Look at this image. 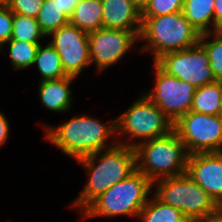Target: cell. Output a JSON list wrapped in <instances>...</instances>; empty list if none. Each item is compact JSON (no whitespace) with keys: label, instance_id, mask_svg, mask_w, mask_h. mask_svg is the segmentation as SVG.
Returning <instances> with one entry per match:
<instances>
[{"label":"cell","instance_id":"24","mask_svg":"<svg viewBox=\"0 0 222 222\" xmlns=\"http://www.w3.org/2000/svg\"><path fill=\"white\" fill-rule=\"evenodd\" d=\"M212 37V41L205 42ZM199 43L203 46L209 57V65L217 80L222 81V37L216 32L202 34Z\"/></svg>","mask_w":222,"mask_h":222},{"label":"cell","instance_id":"12","mask_svg":"<svg viewBox=\"0 0 222 222\" xmlns=\"http://www.w3.org/2000/svg\"><path fill=\"white\" fill-rule=\"evenodd\" d=\"M49 42L61 58L64 72L75 77L90 66L88 33L70 23L53 31Z\"/></svg>","mask_w":222,"mask_h":222},{"label":"cell","instance_id":"25","mask_svg":"<svg viewBox=\"0 0 222 222\" xmlns=\"http://www.w3.org/2000/svg\"><path fill=\"white\" fill-rule=\"evenodd\" d=\"M183 4L184 0H151L142 11V17H156L180 12L183 9Z\"/></svg>","mask_w":222,"mask_h":222},{"label":"cell","instance_id":"2","mask_svg":"<svg viewBox=\"0 0 222 222\" xmlns=\"http://www.w3.org/2000/svg\"><path fill=\"white\" fill-rule=\"evenodd\" d=\"M112 121L105 125L93 117L75 115L57 127L45 125V138L76 161L118 143L115 140L111 142V145L105 143L108 137L116 134V120Z\"/></svg>","mask_w":222,"mask_h":222},{"label":"cell","instance_id":"13","mask_svg":"<svg viewBox=\"0 0 222 222\" xmlns=\"http://www.w3.org/2000/svg\"><path fill=\"white\" fill-rule=\"evenodd\" d=\"M186 173L222 206V152L190 154Z\"/></svg>","mask_w":222,"mask_h":222},{"label":"cell","instance_id":"31","mask_svg":"<svg viewBox=\"0 0 222 222\" xmlns=\"http://www.w3.org/2000/svg\"><path fill=\"white\" fill-rule=\"evenodd\" d=\"M201 222H222V206Z\"/></svg>","mask_w":222,"mask_h":222},{"label":"cell","instance_id":"6","mask_svg":"<svg viewBox=\"0 0 222 222\" xmlns=\"http://www.w3.org/2000/svg\"><path fill=\"white\" fill-rule=\"evenodd\" d=\"M154 186L157 189L153 194L163 203L179 209L190 222H201L220 207L187 173L155 180Z\"/></svg>","mask_w":222,"mask_h":222},{"label":"cell","instance_id":"30","mask_svg":"<svg viewBox=\"0 0 222 222\" xmlns=\"http://www.w3.org/2000/svg\"><path fill=\"white\" fill-rule=\"evenodd\" d=\"M58 4L61 6L62 11L70 17L75 6L81 1V0H56Z\"/></svg>","mask_w":222,"mask_h":222},{"label":"cell","instance_id":"18","mask_svg":"<svg viewBox=\"0 0 222 222\" xmlns=\"http://www.w3.org/2000/svg\"><path fill=\"white\" fill-rule=\"evenodd\" d=\"M196 113L222 115V81L197 87L191 110Z\"/></svg>","mask_w":222,"mask_h":222},{"label":"cell","instance_id":"1","mask_svg":"<svg viewBox=\"0 0 222 222\" xmlns=\"http://www.w3.org/2000/svg\"><path fill=\"white\" fill-rule=\"evenodd\" d=\"M76 162L86 169L89 180L71 207H79L83 211L100 194L136 170V153L135 148L117 143Z\"/></svg>","mask_w":222,"mask_h":222},{"label":"cell","instance_id":"21","mask_svg":"<svg viewBox=\"0 0 222 222\" xmlns=\"http://www.w3.org/2000/svg\"><path fill=\"white\" fill-rule=\"evenodd\" d=\"M36 19L46 37L69 24V17L62 11L56 0H44Z\"/></svg>","mask_w":222,"mask_h":222},{"label":"cell","instance_id":"15","mask_svg":"<svg viewBox=\"0 0 222 222\" xmlns=\"http://www.w3.org/2000/svg\"><path fill=\"white\" fill-rule=\"evenodd\" d=\"M75 77L66 76L56 80L39 81V98L49 111L65 112L72 104L70 85Z\"/></svg>","mask_w":222,"mask_h":222},{"label":"cell","instance_id":"11","mask_svg":"<svg viewBox=\"0 0 222 222\" xmlns=\"http://www.w3.org/2000/svg\"><path fill=\"white\" fill-rule=\"evenodd\" d=\"M140 40L139 36L127 30L100 28L88 33L91 63L101 72L118 62Z\"/></svg>","mask_w":222,"mask_h":222},{"label":"cell","instance_id":"28","mask_svg":"<svg viewBox=\"0 0 222 222\" xmlns=\"http://www.w3.org/2000/svg\"><path fill=\"white\" fill-rule=\"evenodd\" d=\"M9 121L6 116L0 112V146L3 145L8 139L9 135Z\"/></svg>","mask_w":222,"mask_h":222},{"label":"cell","instance_id":"19","mask_svg":"<svg viewBox=\"0 0 222 222\" xmlns=\"http://www.w3.org/2000/svg\"><path fill=\"white\" fill-rule=\"evenodd\" d=\"M152 196L139 213L142 222H190L179 209L163 203L154 194Z\"/></svg>","mask_w":222,"mask_h":222},{"label":"cell","instance_id":"26","mask_svg":"<svg viewBox=\"0 0 222 222\" xmlns=\"http://www.w3.org/2000/svg\"><path fill=\"white\" fill-rule=\"evenodd\" d=\"M44 0H10L7 7L20 15L37 18Z\"/></svg>","mask_w":222,"mask_h":222},{"label":"cell","instance_id":"34","mask_svg":"<svg viewBox=\"0 0 222 222\" xmlns=\"http://www.w3.org/2000/svg\"><path fill=\"white\" fill-rule=\"evenodd\" d=\"M216 33L222 37V26L216 31Z\"/></svg>","mask_w":222,"mask_h":222},{"label":"cell","instance_id":"4","mask_svg":"<svg viewBox=\"0 0 222 222\" xmlns=\"http://www.w3.org/2000/svg\"><path fill=\"white\" fill-rule=\"evenodd\" d=\"M200 34L182 11L156 17H142L139 39L146 40L141 52L153 53L154 62L162 55L184 50L199 43Z\"/></svg>","mask_w":222,"mask_h":222},{"label":"cell","instance_id":"29","mask_svg":"<svg viewBox=\"0 0 222 222\" xmlns=\"http://www.w3.org/2000/svg\"><path fill=\"white\" fill-rule=\"evenodd\" d=\"M222 26V0L215 1L214 8V32Z\"/></svg>","mask_w":222,"mask_h":222},{"label":"cell","instance_id":"9","mask_svg":"<svg viewBox=\"0 0 222 222\" xmlns=\"http://www.w3.org/2000/svg\"><path fill=\"white\" fill-rule=\"evenodd\" d=\"M155 85L146 95L173 125L191 110L196 87L163 71L155 62Z\"/></svg>","mask_w":222,"mask_h":222},{"label":"cell","instance_id":"17","mask_svg":"<svg viewBox=\"0 0 222 222\" xmlns=\"http://www.w3.org/2000/svg\"><path fill=\"white\" fill-rule=\"evenodd\" d=\"M69 23L87 33L103 28L101 0H81L69 17Z\"/></svg>","mask_w":222,"mask_h":222},{"label":"cell","instance_id":"10","mask_svg":"<svg viewBox=\"0 0 222 222\" xmlns=\"http://www.w3.org/2000/svg\"><path fill=\"white\" fill-rule=\"evenodd\" d=\"M209 62L208 54L200 43L184 50L166 53L155 61L167 74L196 88L217 81Z\"/></svg>","mask_w":222,"mask_h":222},{"label":"cell","instance_id":"22","mask_svg":"<svg viewBox=\"0 0 222 222\" xmlns=\"http://www.w3.org/2000/svg\"><path fill=\"white\" fill-rule=\"evenodd\" d=\"M9 44V56L12 67L25 69L33 65L40 42H25L10 39L3 46Z\"/></svg>","mask_w":222,"mask_h":222},{"label":"cell","instance_id":"23","mask_svg":"<svg viewBox=\"0 0 222 222\" xmlns=\"http://www.w3.org/2000/svg\"><path fill=\"white\" fill-rule=\"evenodd\" d=\"M46 37L41 31L36 18L14 13L12 40L25 42H40L41 38Z\"/></svg>","mask_w":222,"mask_h":222},{"label":"cell","instance_id":"3","mask_svg":"<svg viewBox=\"0 0 222 222\" xmlns=\"http://www.w3.org/2000/svg\"><path fill=\"white\" fill-rule=\"evenodd\" d=\"M153 183L137 169L126 179L111 186L95 198L83 211L82 219L114 217L118 215L138 218L149 199Z\"/></svg>","mask_w":222,"mask_h":222},{"label":"cell","instance_id":"5","mask_svg":"<svg viewBox=\"0 0 222 222\" xmlns=\"http://www.w3.org/2000/svg\"><path fill=\"white\" fill-rule=\"evenodd\" d=\"M134 148L136 169L152 183L186 173L189 154L174 130L166 136L141 142Z\"/></svg>","mask_w":222,"mask_h":222},{"label":"cell","instance_id":"20","mask_svg":"<svg viewBox=\"0 0 222 222\" xmlns=\"http://www.w3.org/2000/svg\"><path fill=\"white\" fill-rule=\"evenodd\" d=\"M37 65L41 80H56L66 77L61 58L54 47L47 43L45 47L40 44L33 65Z\"/></svg>","mask_w":222,"mask_h":222},{"label":"cell","instance_id":"33","mask_svg":"<svg viewBox=\"0 0 222 222\" xmlns=\"http://www.w3.org/2000/svg\"><path fill=\"white\" fill-rule=\"evenodd\" d=\"M10 3V0H0V6H7Z\"/></svg>","mask_w":222,"mask_h":222},{"label":"cell","instance_id":"16","mask_svg":"<svg viewBox=\"0 0 222 222\" xmlns=\"http://www.w3.org/2000/svg\"><path fill=\"white\" fill-rule=\"evenodd\" d=\"M215 1L184 0L182 13L200 35L214 32Z\"/></svg>","mask_w":222,"mask_h":222},{"label":"cell","instance_id":"14","mask_svg":"<svg viewBox=\"0 0 222 222\" xmlns=\"http://www.w3.org/2000/svg\"><path fill=\"white\" fill-rule=\"evenodd\" d=\"M103 28L127 30L140 36L142 12L133 0H101Z\"/></svg>","mask_w":222,"mask_h":222},{"label":"cell","instance_id":"7","mask_svg":"<svg viewBox=\"0 0 222 222\" xmlns=\"http://www.w3.org/2000/svg\"><path fill=\"white\" fill-rule=\"evenodd\" d=\"M115 120L116 135L139 139L134 143H123L122 139L117 142L133 148L141 142L166 136L173 130V123L144 94Z\"/></svg>","mask_w":222,"mask_h":222},{"label":"cell","instance_id":"32","mask_svg":"<svg viewBox=\"0 0 222 222\" xmlns=\"http://www.w3.org/2000/svg\"><path fill=\"white\" fill-rule=\"evenodd\" d=\"M133 2L142 12L148 6L151 0H133Z\"/></svg>","mask_w":222,"mask_h":222},{"label":"cell","instance_id":"27","mask_svg":"<svg viewBox=\"0 0 222 222\" xmlns=\"http://www.w3.org/2000/svg\"><path fill=\"white\" fill-rule=\"evenodd\" d=\"M14 13L7 6H0V49L11 39Z\"/></svg>","mask_w":222,"mask_h":222},{"label":"cell","instance_id":"8","mask_svg":"<svg viewBox=\"0 0 222 222\" xmlns=\"http://www.w3.org/2000/svg\"><path fill=\"white\" fill-rule=\"evenodd\" d=\"M173 130L189 155L222 152V115L189 111L173 125Z\"/></svg>","mask_w":222,"mask_h":222}]
</instances>
